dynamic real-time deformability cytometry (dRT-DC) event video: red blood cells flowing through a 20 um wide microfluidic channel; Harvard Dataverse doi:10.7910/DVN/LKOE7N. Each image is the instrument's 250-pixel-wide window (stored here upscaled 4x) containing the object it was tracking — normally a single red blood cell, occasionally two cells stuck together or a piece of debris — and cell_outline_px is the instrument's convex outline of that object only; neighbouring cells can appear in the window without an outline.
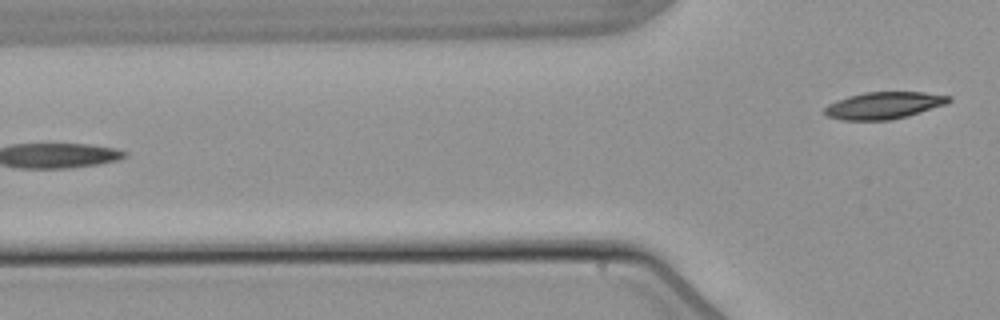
{"species": "common noctule bat (a hibernating species)", "species_latin": "Nyctalus noctula", "temperature_condition": "warm", "stored_images_in_passage": 6, "camera_frame_rate_fps": 3000, "um_per_image_px": 0.085, "animal": {"sex": "male", "body_mass_g": 21.5, "forearm_length_mm": 52.0}, "frame": {"image": 1, "passage_image": 6, "time_ms": 7.0, "image_size_px": [1000, 320], "cell_outline_px": [[952, 100], [944, 104], [908, 116], [892, 120], [840, 120], [824, 116], [820, 112], [828, 104], [836, 100], [848, 96], [864, 92], [924, 92], [952, 96]], "centroid_in_image_um": [75.05, 8.96], "position_along_channel_um": 50.8, "area_um2": 19.77}}